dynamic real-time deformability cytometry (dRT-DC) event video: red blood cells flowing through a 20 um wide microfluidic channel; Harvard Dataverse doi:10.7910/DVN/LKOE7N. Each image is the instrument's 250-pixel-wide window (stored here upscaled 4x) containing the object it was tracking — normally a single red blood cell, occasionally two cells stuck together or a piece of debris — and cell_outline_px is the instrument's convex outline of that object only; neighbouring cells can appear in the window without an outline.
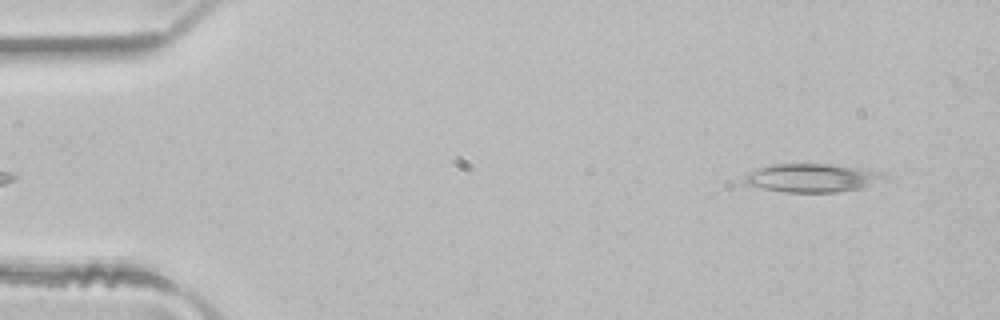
{"species": "common noctule bat (a hibernating species)", "species_latin": "Nyctalus noctula", "temperature_condition": "room temperature", "stored_images_in_passage": 48, "camera_frame_rate_fps": 3000, "um_per_image_px": 0.085, "animal": {"sex": "male", "body_mass_g": 21.5, "forearm_length_mm": 52.0}, "frame": {"image": 1, "passage_image": 3, "time_ms": 0.667, "image_size_px": [1000, 320], "cell_outline_px": [[888, 180], [864, 188], [836, 192], [784, 192], [764, 188], [748, 184], [744, 180], [748, 172], [772, 164], [828, 164], [856, 168], [888, 176]], "centroid_in_image_um": [69.06, 15.13], "position_along_channel_um": 15.9, "area_um2": 22.77}}
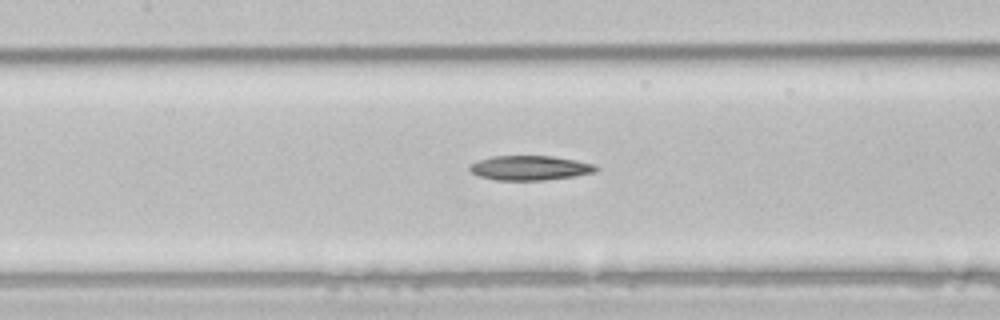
{"frame": {"image": 2, "passage_image": 21, "time_ms": 6.667, "image_size_px": [1000, 320], "cell_outline_px": [[600, 168], [596, 172], [576, 176], [544, 180], [496, 180], [476, 176], [468, 172], [468, 164], [492, 156], [552, 156], [576, 160], [596, 164]], "centroid_in_image_um": [45.03, 14.28], "position_along_channel_um": 162.4, "area_um2": 18.44}}
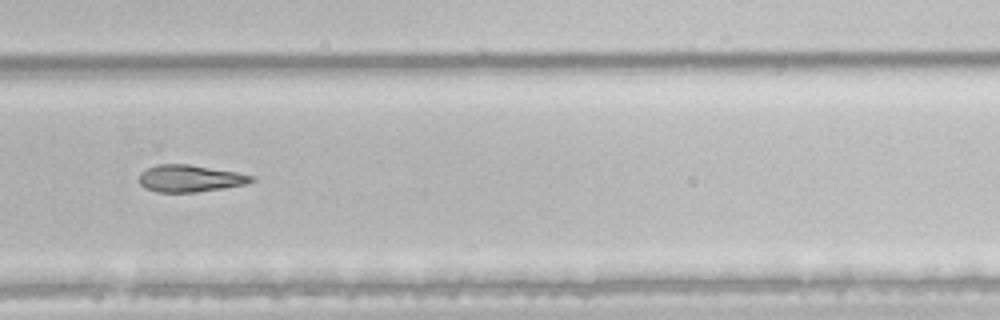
{"frame": {"image": 3, "passage_image": 32, "time_ms": 10.333, "image_size_px": [1000, 320], "cell_outline_px": [[256, 180], [248, 184], [196, 192], [160, 192], [144, 188], [140, 184], [140, 172], [156, 164], [188, 164], [236, 172], [256, 176]], "centroid_in_image_um": [16.18, 15.16], "position_along_channel_um": 313.6, "area_um2": 17.69}, "authors_computed_cell_mechanics": {"area_um2": 19.7965, "velocity_mm_per_s": 4.1497, "shape_relaxation_time_tau1_ms": 10.9448, "shape_relaxation_time_tau2_ms": null, "deformation_change_tau1": 0.1936, "deformation_change_tau2": null}}